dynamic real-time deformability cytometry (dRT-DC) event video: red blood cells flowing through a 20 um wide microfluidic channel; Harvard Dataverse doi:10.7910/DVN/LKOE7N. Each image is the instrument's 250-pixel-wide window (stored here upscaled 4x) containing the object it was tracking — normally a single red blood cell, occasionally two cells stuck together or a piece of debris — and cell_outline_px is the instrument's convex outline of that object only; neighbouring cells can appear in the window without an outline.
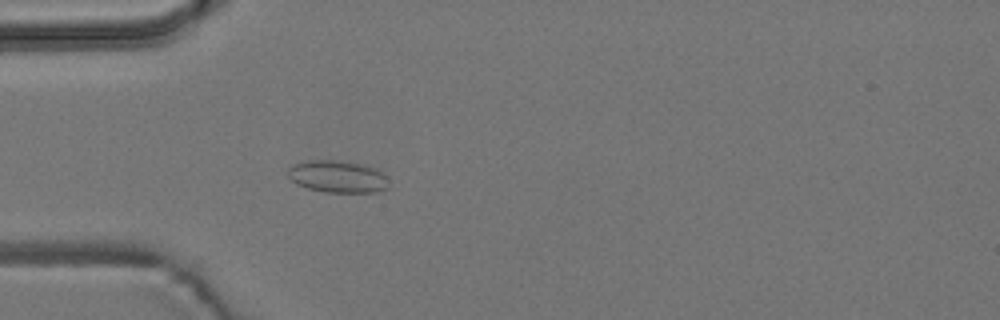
{"species": "common noctule bat (a hibernating species)", "species_latin": "Nyctalus noctula", "temperature_condition": "room temperature", "stored_images_in_passage": 4, "camera_frame_rate_fps": 3000, "um_per_image_px": 0.085, "animal": {"sex": "male", "body_mass_g": 19.2, "forearm_length_mm": 51.8}, "frame": {"image": 1, "passage_image": 4, "time_ms": 7.667, "image_size_px": [1000, 320], "cell_outline_px": [[388, 188], [376, 192], [324, 192], [308, 188], [296, 184], [288, 176], [288, 168], [292, 164], [308, 160], [336, 160], [364, 164], [376, 168], [384, 176]], "centroid_in_image_um": [28.65, 15.0], "position_along_channel_um": 56.3, "area_um2": 18.84}}